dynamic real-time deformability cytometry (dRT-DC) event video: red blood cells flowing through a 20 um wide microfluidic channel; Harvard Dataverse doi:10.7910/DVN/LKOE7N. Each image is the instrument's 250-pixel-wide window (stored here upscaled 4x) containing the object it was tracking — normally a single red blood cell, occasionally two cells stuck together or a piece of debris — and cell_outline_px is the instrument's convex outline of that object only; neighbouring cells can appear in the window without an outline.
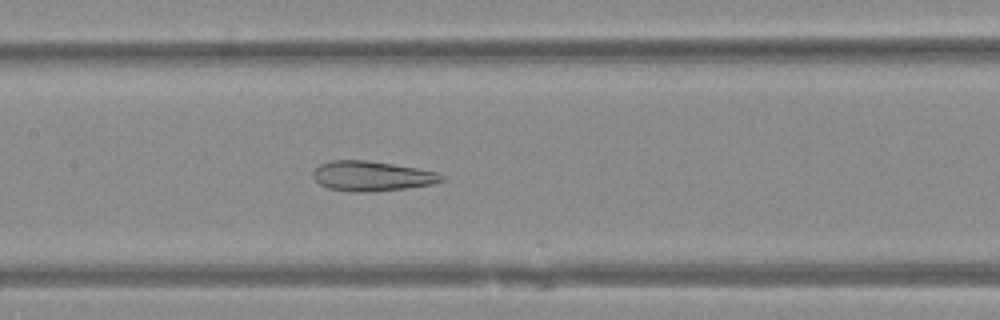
{"species": "Egyptian fruit bat (a non-hibernating species)", "species_latin": "Rousettus aegyptiacus", "temperature_condition": "warm", "stored_images_in_passage": 45, "camera_frame_rate_fps": 3000, "um_per_image_px": 0.085, "animal": {"sex": "female"}, "frame": {"image": 1, "passage_image": 18, "time_ms": 5.667, "image_size_px": [1000, 320], "cell_outline_px": [[444, 180], [432, 184], [404, 188], [368, 192], [352, 192], [328, 188], [320, 184], [312, 176], [312, 172], [320, 164], [332, 160], [368, 160], [416, 168], [436, 172], [444, 176]], "centroid_in_image_um": [31.57, 14.96], "position_along_channel_um": 175.8, "area_um2": 22.25}}
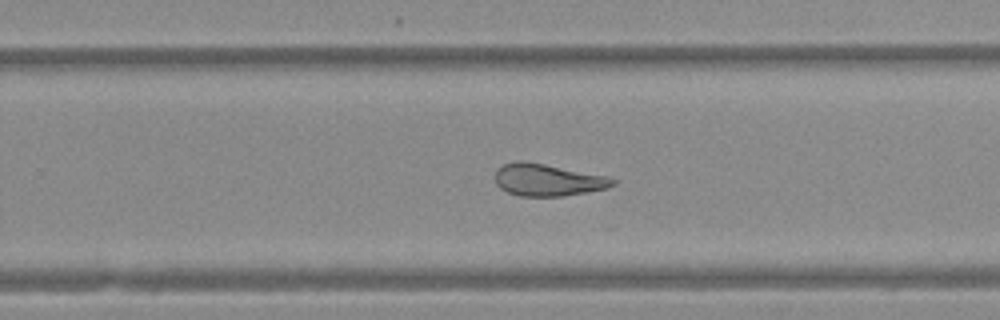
{"frame": {"image": 2, "passage_image": 26, "time_ms": 8.333, "image_size_px": [1000, 320], "cell_outline_px": [[616, 184], [608, 188], [564, 196], [516, 196], [500, 188], [496, 184], [496, 168], [504, 164], [516, 160], [524, 160], [604, 176], [616, 180]], "centroid_in_image_um": [46.5, 15.3], "position_along_channel_um": 283.3, "area_um2": 21.91}}
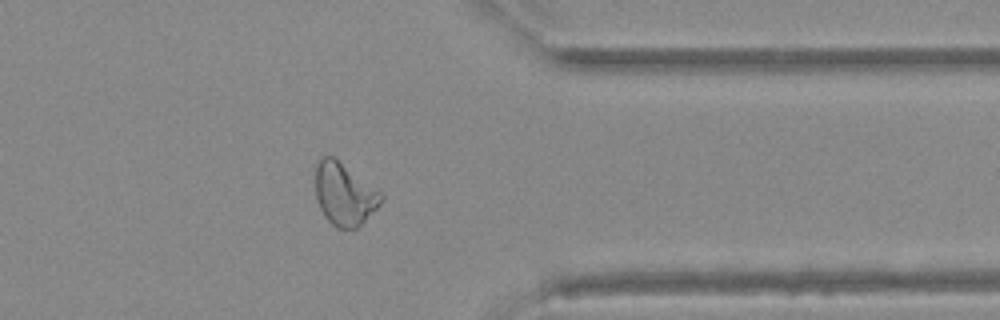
{"frame": {"image": 3, "passage_image": 34, "time_ms": 11.0, "image_size_px": [1000, 320], "cell_outline_px": [[384, 200], [356, 228], [336, 228], [324, 216], [320, 208], [316, 196], [316, 164], [324, 156], [332, 156], [380, 192], [384, 196]], "centroid_in_image_um": [29.25, 16.52], "position_along_channel_um": 382.1, "area_um2": 23.24}}